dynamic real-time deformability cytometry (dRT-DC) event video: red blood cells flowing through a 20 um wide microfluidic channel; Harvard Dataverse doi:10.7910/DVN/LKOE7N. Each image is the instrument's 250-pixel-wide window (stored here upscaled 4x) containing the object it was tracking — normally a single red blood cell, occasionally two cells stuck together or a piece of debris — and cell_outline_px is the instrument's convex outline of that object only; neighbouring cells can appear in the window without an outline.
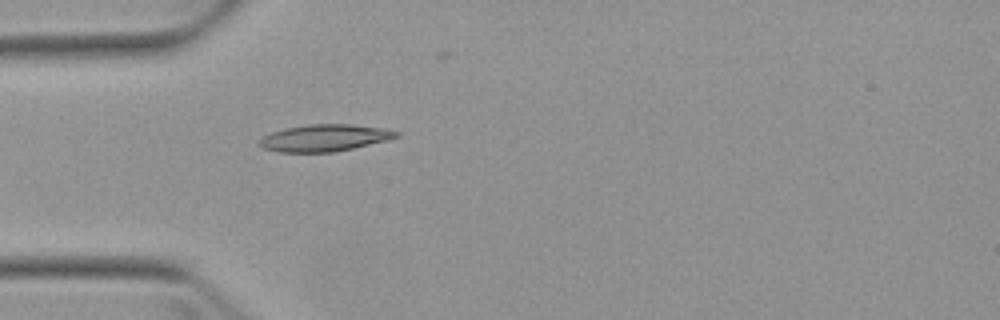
{"species": "Egyptian fruit bat (a non-hibernating species)", "species_latin": "Rousettus aegyptiacus", "temperature_condition": "warm", "stored_images_in_passage": 5, "camera_frame_rate_fps": 3000, "um_per_image_px": 0.085, "animal": {"sex": "female"}, "frame": {"image": 1, "passage_image": 5, "time_ms": 4.667, "image_size_px": [1000, 320], "cell_outline_px": [[400, 136], [388, 140], [352, 148], [332, 152], [276, 152], [264, 148], [260, 144], [260, 140], [264, 136], [272, 132], [284, 128], [308, 124], [352, 124], [384, 128], [400, 132]], "centroid_in_image_um": [27.62, 11.71], "position_along_channel_um": 57.4, "area_um2": 21.39}}